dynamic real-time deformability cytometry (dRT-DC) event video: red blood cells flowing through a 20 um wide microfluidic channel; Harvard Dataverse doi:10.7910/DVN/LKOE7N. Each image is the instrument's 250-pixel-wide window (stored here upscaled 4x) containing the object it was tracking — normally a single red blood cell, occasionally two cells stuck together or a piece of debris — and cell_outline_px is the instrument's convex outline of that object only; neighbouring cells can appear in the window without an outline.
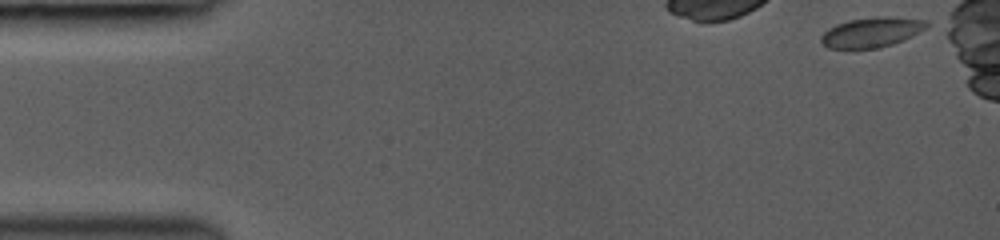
{"species": "common noctule bat (a hibernating species)", "species_latin": "Nyctalus noctula", "temperature_condition": "room temperature", "stored_images_in_passage": 7, "camera_frame_rate_fps": 3000, "um_per_image_px": 0.085, "animal": {"sex": "female", "body_mass_g": 19.0, "forearm_length_mm": 53.3}, "frame": {"image": 1, "passage_image": 1, "time_ms": 0.0, "image_size_px": [1000, 240], "cell_outline_px": [[932, 24], [912, 36], [904, 40], [880, 48], [828, 48], [820, 40], [820, 36], [828, 28], [836, 24], [848, 20], [876, 16], [892, 16], [928, 20]], "centroid_in_image_um": [74.13, 2.72], "position_along_channel_um": 10.9, "area_um2": 18.67}}